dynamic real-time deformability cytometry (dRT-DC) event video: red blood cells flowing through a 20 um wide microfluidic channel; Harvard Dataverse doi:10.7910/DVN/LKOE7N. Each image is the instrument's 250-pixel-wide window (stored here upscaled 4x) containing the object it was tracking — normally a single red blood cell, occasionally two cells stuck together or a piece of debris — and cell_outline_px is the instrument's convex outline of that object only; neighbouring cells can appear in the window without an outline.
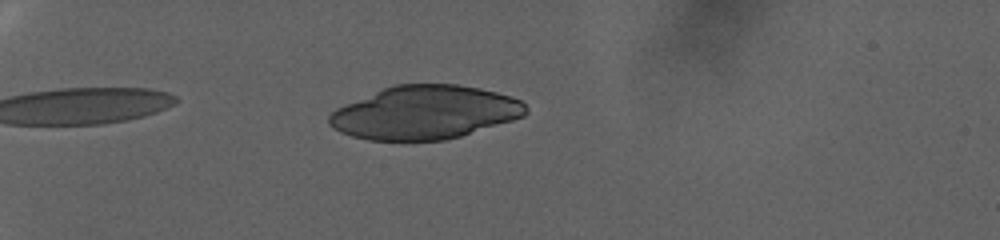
{"species": "human", "species_latin": "Homo sapiens", "temperature_condition": "warm", "stored_images_in_passage": 94, "camera_frame_rate_fps": 3000, "um_per_image_px": 0.085, "donor": {"sex": "female"}, "frame": {"image": 1, "passage_image": 31, "time_ms": 10.0, "image_size_px": [1000, 240], "cell_outline_px": [[528, 112], [524, 116], [512, 120], [460, 136], [444, 140], [368, 140], [352, 136], [340, 132], [332, 128], [328, 124], [328, 116], [336, 108], [384, 88], [396, 84], [456, 84], [480, 88], [496, 92], [520, 100], [528, 108]], "centroid_in_image_um": [36.09, 9.56], "position_along_channel_um": 48.9, "area_um2": 60.86}}